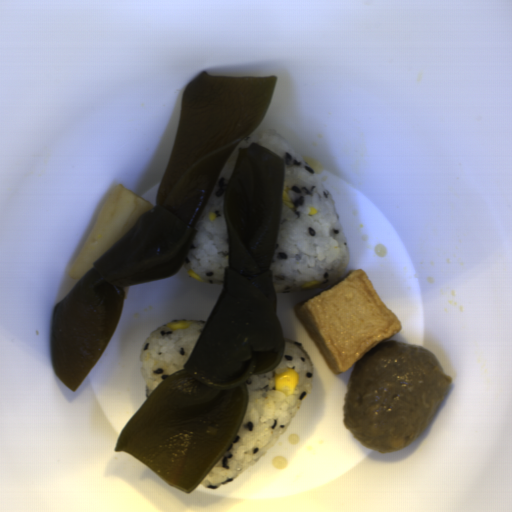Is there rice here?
I'll list each match as a JSON object with an SVG mask.
<instances>
[{
  "label": "rice",
  "mask_w": 512,
  "mask_h": 512,
  "mask_svg": "<svg viewBox=\"0 0 512 512\" xmlns=\"http://www.w3.org/2000/svg\"><path fill=\"white\" fill-rule=\"evenodd\" d=\"M263 146L284 162L282 188L293 206L281 202L274 253L269 270L275 294L319 292L345 272L350 255L346 234L333 195L293 147L275 130L263 129L241 140L224 162L194 224L197 230L181 265L204 281L225 287L230 266L229 232L224 200L239 148ZM320 280L310 290L302 285Z\"/></svg>",
  "instance_id": "obj_1"
},
{
  "label": "rice",
  "mask_w": 512,
  "mask_h": 512,
  "mask_svg": "<svg viewBox=\"0 0 512 512\" xmlns=\"http://www.w3.org/2000/svg\"><path fill=\"white\" fill-rule=\"evenodd\" d=\"M284 343V354L276 367L244 382L248 401L240 428L200 486L214 490L259 463L277 444L300 409L310 390L313 366L310 355L300 343L288 339H284ZM287 368L294 369L299 375L291 395L276 391L274 383V377Z\"/></svg>",
  "instance_id": "obj_2"
},
{
  "label": "rice",
  "mask_w": 512,
  "mask_h": 512,
  "mask_svg": "<svg viewBox=\"0 0 512 512\" xmlns=\"http://www.w3.org/2000/svg\"><path fill=\"white\" fill-rule=\"evenodd\" d=\"M176 321H190L191 325L186 329L172 330L167 323L174 321L164 322L145 337L139 351L146 400L168 376L184 370L207 323L202 319Z\"/></svg>",
  "instance_id": "obj_3"
}]
</instances>
